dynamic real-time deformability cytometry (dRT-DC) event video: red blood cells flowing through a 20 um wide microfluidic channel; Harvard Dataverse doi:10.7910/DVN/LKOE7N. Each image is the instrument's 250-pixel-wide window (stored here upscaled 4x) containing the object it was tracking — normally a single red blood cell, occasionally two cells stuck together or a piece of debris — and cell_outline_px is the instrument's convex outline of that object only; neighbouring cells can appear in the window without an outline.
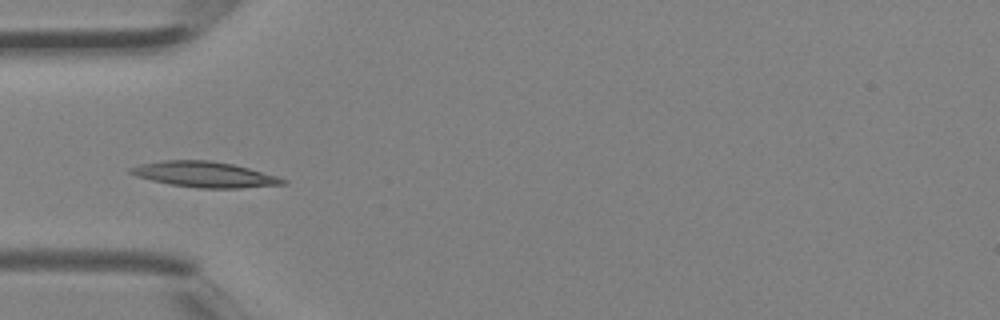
{"species": "Egyptian fruit bat (a non-hibernating species)", "species_latin": "Rousettus aegyptiacus", "temperature_condition": "room temperature", "stored_images_in_passage": 4, "camera_frame_rate_fps": 3000, "um_per_image_px": 0.085, "animal": {"sex": "female"}, "frame": {"image": 1, "passage_image": 4, "time_ms": 1.0, "image_size_px": [1000, 320], "cell_outline_px": [[288, 184], [240, 188], [200, 188], [168, 184], [136, 176], [128, 172], [128, 168], [140, 164], [164, 160], [208, 160], [232, 164], [248, 168], [276, 176], [288, 180]], "centroid_in_image_um": [17.38, 14.83], "position_along_channel_um": 67.6, "area_um2": 22.66}}